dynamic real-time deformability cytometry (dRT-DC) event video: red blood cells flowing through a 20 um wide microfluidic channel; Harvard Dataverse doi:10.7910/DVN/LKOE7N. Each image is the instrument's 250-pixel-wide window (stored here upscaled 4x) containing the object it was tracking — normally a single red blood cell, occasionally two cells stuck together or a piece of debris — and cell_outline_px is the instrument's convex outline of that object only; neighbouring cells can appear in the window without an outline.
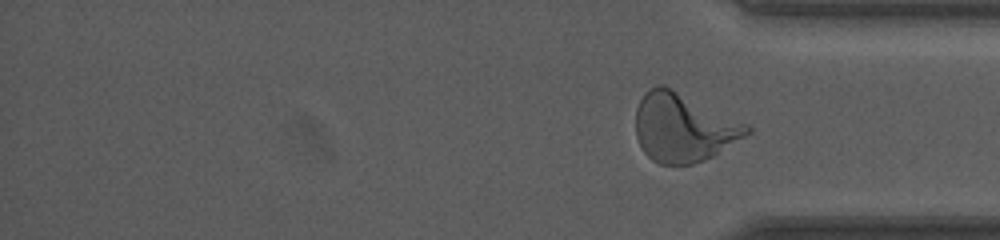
{"species": "human", "species_latin": "Homo sapiens", "temperature_condition": "room temperature", "stored_images_in_passage": 37, "segment_of_instrument_passage": [2, 2], "camera_frame_rate_fps": 3000, "um_per_image_px": 0.085, "donor": {"sex": "female"}, "frame": {"image": 1, "passage_image": 37, "time_ms": 12.0, "image_size_px": [1000, 240], "cell_outline_px": [[752, 132], [712, 156], [704, 160], [692, 164], [660, 164], [652, 160], [644, 152], [636, 136], [636, 108], [644, 92], [648, 88], [656, 84], [664, 84], [748, 124], [752, 128]], "centroid_in_image_um": [58.07, 10.82], "position_along_channel_um": 377.1, "area_um2": 44.45}}